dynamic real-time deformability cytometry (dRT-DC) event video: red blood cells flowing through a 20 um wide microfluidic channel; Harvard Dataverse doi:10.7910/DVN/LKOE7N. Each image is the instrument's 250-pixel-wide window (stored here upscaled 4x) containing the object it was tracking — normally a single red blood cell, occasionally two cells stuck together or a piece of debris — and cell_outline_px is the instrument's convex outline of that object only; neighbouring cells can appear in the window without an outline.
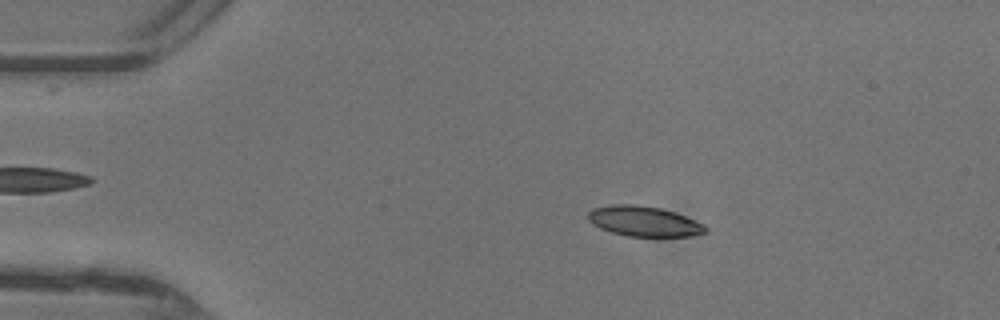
{"species": "common noctule bat (a hibernating species)", "species_latin": "Nyctalus noctula", "temperature_condition": "warm", "stored_images_in_passage": 48, "camera_frame_rate_fps": 3000, "um_per_image_px": 0.085, "animal": {"sex": "female"}, "frame": {"image": 1, "passage_image": 9, "time_ms": 2.667, "image_size_px": [1000, 320], "cell_outline_px": [[708, 232], [692, 236], [628, 236], [612, 232], [600, 228], [592, 224], [588, 220], [588, 212], [592, 208], [612, 204], [636, 204], [660, 208], [676, 212], [704, 224], [708, 228]], "centroid_in_image_um": [54.74, 18.8], "position_along_channel_um": 30.3, "area_um2": 20.81}}
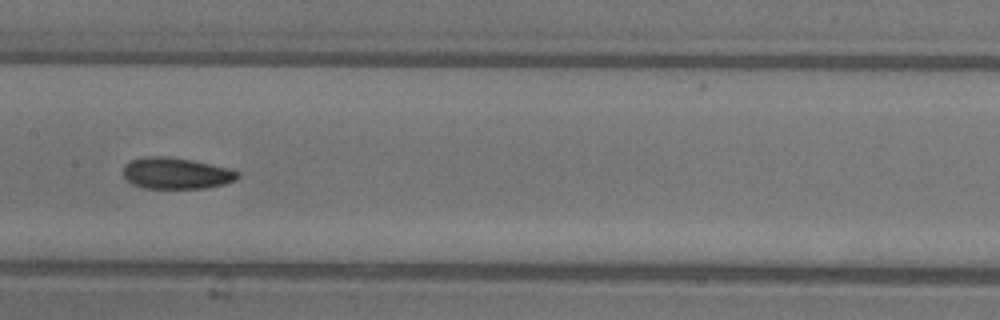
{"frame": {"image": 2, "passage_image": 24, "time_ms": 7.667, "image_size_px": [1000, 320], "cell_outline_px": [[240, 176], [236, 180], [224, 184], [204, 188], [144, 188], [132, 184], [124, 176], [124, 164], [132, 160], [144, 156], [164, 156], [192, 160], [228, 168], [240, 172]], "centroid_in_image_um": [14.98, 14.73], "position_along_channel_um": 192.4, "area_um2": 20.87}}
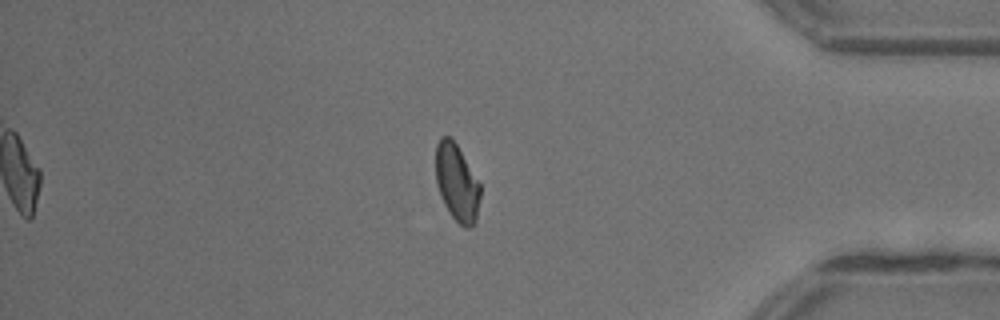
{"frame": {"image": 3, "passage_image": 40, "time_ms": 13.0, "image_size_px": [1000, 320], "cell_outline_px": [[480, 196], [476, 220], [472, 228], [464, 228], [452, 216], [444, 204], [440, 196], [436, 184], [436, 144], [440, 136], [448, 136], [456, 144], [480, 184]], "centroid_in_image_um": [38.82, 15.55], "position_along_channel_um": 396.4, "area_um2": 19.88}, "authors_computed_cell_mechanics": {"area_um2": 20.5479, "velocity_mm_per_s": 4.4238, "shape_relaxation_time_tau1_ms": 6.5429, "shape_relaxation_time_tau2_ms": 3.9604, "deformation_change_tau1": 0.1636, "deformation_change_tau2": 0.0923}}